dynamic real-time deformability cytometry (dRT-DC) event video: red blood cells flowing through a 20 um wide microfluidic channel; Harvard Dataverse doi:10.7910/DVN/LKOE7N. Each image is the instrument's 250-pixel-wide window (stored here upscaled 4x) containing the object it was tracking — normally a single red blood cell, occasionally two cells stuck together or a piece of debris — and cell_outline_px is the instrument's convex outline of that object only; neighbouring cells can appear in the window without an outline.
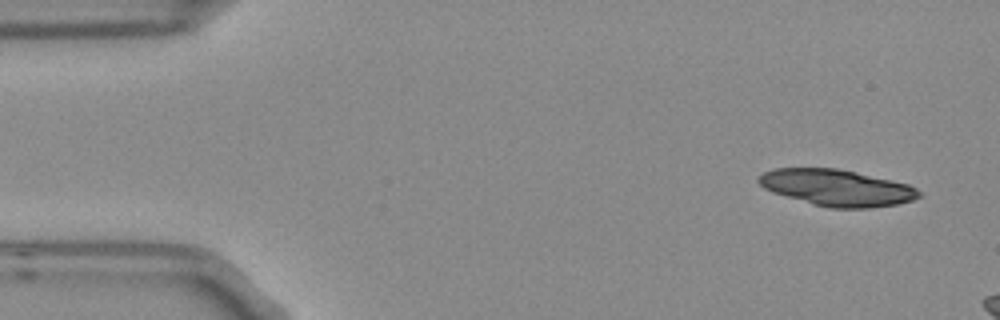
{"species": "Egyptian fruit bat (a non-hibernating species)", "species_latin": "Rousettus aegyptiacus", "temperature_condition": "room temperature", "stored_images_in_passage": 3, "camera_frame_rate_fps": 3000, "um_per_image_px": 0.085, "frame": {"image": 1, "passage_image": 1, "time_ms": 0.0, "image_size_px": [1000, 320], "cell_outline_px": [[920, 196], [912, 200], [896, 204], [868, 208], [828, 208], [812, 204], [772, 192], [764, 188], [756, 180], [764, 172], [772, 168], [836, 168], [856, 172], [892, 180], [908, 184], [916, 188], [920, 192]], "centroid_in_image_um": [71.11, 15.95], "position_along_channel_um": 13.9, "area_um2": 33.93}}